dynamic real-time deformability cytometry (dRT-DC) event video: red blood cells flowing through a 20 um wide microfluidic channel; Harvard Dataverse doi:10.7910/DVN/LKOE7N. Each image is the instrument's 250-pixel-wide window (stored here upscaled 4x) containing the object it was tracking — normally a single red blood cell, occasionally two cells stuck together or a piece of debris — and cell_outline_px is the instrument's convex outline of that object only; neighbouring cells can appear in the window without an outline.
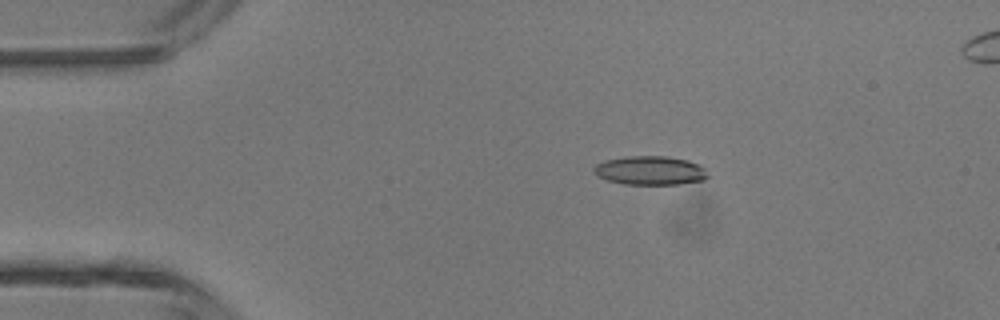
{"species": "common noctule bat (a hibernating species)", "species_latin": "Nyctalus noctula", "temperature_condition": "room temperature", "stored_images_in_passage": 4, "camera_frame_rate_fps": 3000, "um_per_image_px": 0.085, "animal": {"sex": "male", "body_mass_g": 13.3}, "frame": {"image": 1, "passage_image": 2, "time_ms": 0.333, "image_size_px": [1000, 320], "cell_outline_px": [[708, 176], [704, 180], [680, 184], [624, 184], [608, 180], [596, 176], [592, 172], [592, 168], [596, 164], [604, 160], [624, 156], [668, 156], [688, 160], [700, 164], [704, 168]], "centroid_in_image_um": [55.23, 14.48], "position_along_channel_um": 29.8, "area_um2": 19.42}}